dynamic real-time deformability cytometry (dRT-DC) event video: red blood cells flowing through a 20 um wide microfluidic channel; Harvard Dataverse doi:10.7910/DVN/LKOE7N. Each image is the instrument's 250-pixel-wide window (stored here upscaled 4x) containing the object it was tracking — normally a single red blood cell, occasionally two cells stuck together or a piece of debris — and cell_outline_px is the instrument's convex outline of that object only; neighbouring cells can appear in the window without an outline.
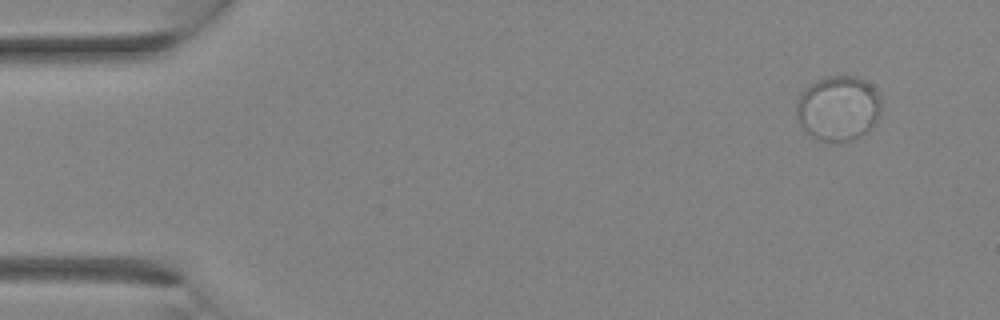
{"species": "Egyptian fruit bat (a non-hibernating species)", "species_latin": "Rousettus aegyptiacus", "temperature_condition": "room temperature", "stored_images_in_passage": 3, "camera_frame_rate_fps": 3000, "um_per_image_px": 0.085, "animal": {"sex": "female"}, "frame": {"image": 1, "passage_image": 1, "time_ms": 0.0, "image_size_px": [1000, 320], "cell_outline_px": [[880, 116], [876, 124], [872, 128], [848, 140], [820, 140], [804, 132], [800, 124], [796, 112], [796, 104], [800, 96], [816, 80], [828, 76], [856, 76], [864, 80], [880, 96]], "centroid_in_image_um": [71.25, 9.19], "position_along_channel_um": 13.7, "area_um2": 31.62}}
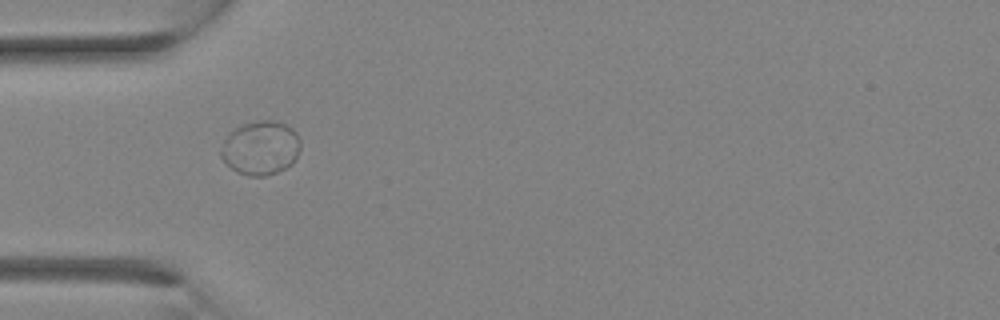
{"frame": {"image": 2, "passage_image": 3, "time_ms": 2.333, "image_size_px": [1000, 320], "cell_outline_px": [[300, 148], [292, 164], [276, 172], [264, 176], [248, 176], [236, 172], [220, 156], [220, 152], [224, 140], [236, 128], [244, 124], [260, 120], [272, 120], [284, 124], [292, 128], [296, 132], [300, 140]], "centroid_in_image_um": [22.16, 12.58], "position_along_channel_um": 62.8, "area_um2": 24.74}}